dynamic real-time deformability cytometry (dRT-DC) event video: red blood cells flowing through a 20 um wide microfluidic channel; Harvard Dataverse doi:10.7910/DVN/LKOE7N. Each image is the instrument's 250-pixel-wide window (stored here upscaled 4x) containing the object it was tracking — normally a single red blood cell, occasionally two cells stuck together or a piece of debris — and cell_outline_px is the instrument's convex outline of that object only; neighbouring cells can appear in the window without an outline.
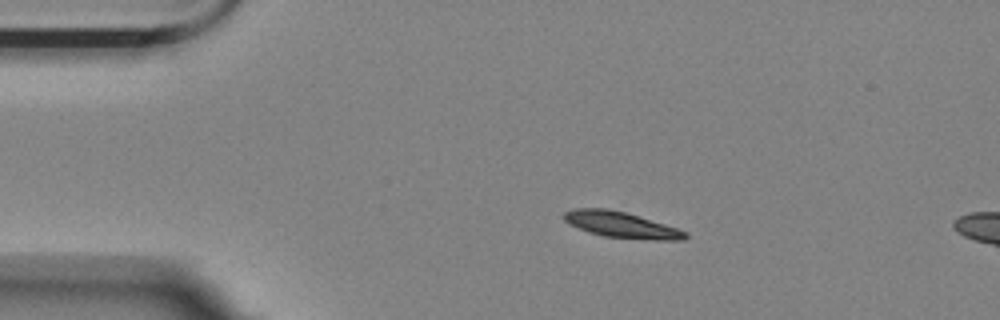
{"species": "Egyptian fruit bat (a non-hibernating species)", "species_latin": "Rousettus aegyptiacus", "temperature_condition": "room temperature", "stored_images_in_passage": 2, "camera_frame_rate_fps": 3000, "um_per_image_px": 0.085, "animal": {"sex": "female"}, "frame": {"image": 1, "passage_image": 1, "time_ms": 0.0, "image_size_px": [1000, 320], "cell_outline_px": [[688, 236], [684, 240], [656, 240], [604, 236], [588, 232], [568, 224], [564, 220], [564, 212], [576, 208], [608, 208], [624, 212], [664, 224], [688, 232]], "centroid_in_image_um": [52.79, 19.11], "position_along_channel_um": 32.2, "area_um2": 18.15}}